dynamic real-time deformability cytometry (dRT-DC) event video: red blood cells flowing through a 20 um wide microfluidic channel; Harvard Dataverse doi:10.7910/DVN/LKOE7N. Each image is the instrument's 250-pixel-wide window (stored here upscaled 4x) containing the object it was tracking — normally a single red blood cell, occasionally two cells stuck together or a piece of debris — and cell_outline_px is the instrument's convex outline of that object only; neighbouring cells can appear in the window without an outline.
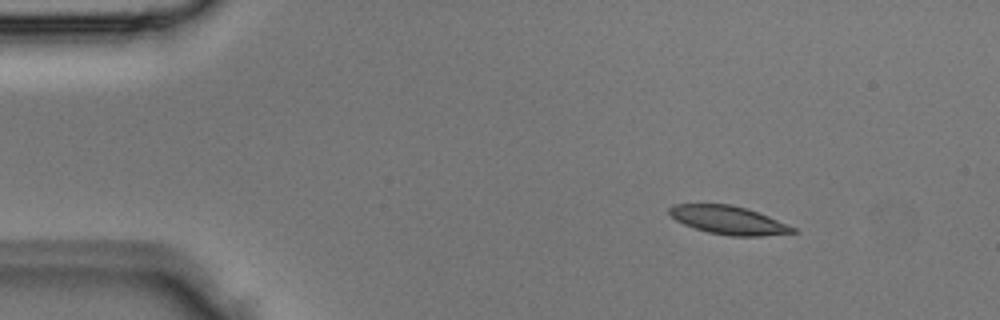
{"species": "Egyptian fruit bat (a non-hibernating species)", "species_latin": "Rousettus aegyptiacus", "temperature_condition": "room temperature", "stored_images_in_passage": 3, "camera_frame_rate_fps": 3000, "um_per_image_px": 0.085, "animal": {"sex": "male"}, "frame": {"image": 1, "passage_image": 2, "time_ms": 0.333, "image_size_px": [1000, 320], "cell_outline_px": [[796, 232], [760, 236], [732, 236], [708, 232], [684, 224], [676, 220], [668, 212], [668, 208], [672, 204], [732, 204], [768, 216], [796, 228]], "centroid_in_image_um": [61.89, 18.7], "position_along_channel_um": 23.1, "area_um2": 20.11}}